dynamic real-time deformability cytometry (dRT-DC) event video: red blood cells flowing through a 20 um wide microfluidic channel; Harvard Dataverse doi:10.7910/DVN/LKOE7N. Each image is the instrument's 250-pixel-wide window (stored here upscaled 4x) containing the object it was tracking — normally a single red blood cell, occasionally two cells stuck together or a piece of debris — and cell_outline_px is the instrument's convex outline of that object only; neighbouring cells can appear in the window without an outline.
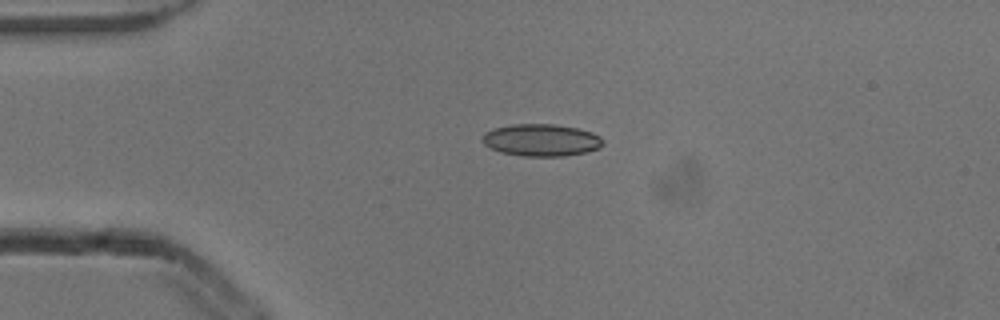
{"species": "common noctule bat (a hibernating species)", "species_latin": "Nyctalus noctula", "temperature_condition": "cold", "stored_images_in_passage": 6, "camera_frame_rate_fps": 3000, "um_per_image_px": 0.085, "animal": {"sex": "male", "body_mass_g": 13.3}, "frame": {"image": 1, "passage_image": 4, "time_ms": 1.0, "image_size_px": [1000, 320], "cell_outline_px": [[604, 144], [600, 148], [584, 152], [564, 156], [524, 156], [500, 152], [484, 144], [484, 132], [496, 128], [512, 124], [552, 124], [576, 128], [592, 132], [600, 136], [604, 140]], "centroid_in_image_um": [46.05, 11.91], "position_along_channel_um": 39.0, "area_um2": 22.43}}
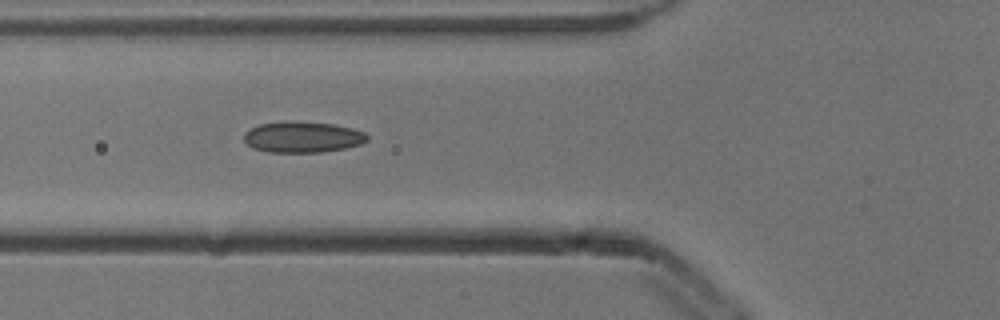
{"frame": {"image": 2, "passage_image": 6, "time_ms": 1.667, "image_size_px": [1000, 320], "cell_outline_px": [[368, 140], [360, 144], [344, 148], [320, 152], [268, 152], [252, 148], [244, 140], [244, 132], [260, 124], [288, 120], [292, 120], [332, 124], [352, 128], [364, 132], [368, 136]], "centroid_in_image_um": [25.7, 11.64], "position_along_channel_um": 100.1, "area_um2": 22.31}}